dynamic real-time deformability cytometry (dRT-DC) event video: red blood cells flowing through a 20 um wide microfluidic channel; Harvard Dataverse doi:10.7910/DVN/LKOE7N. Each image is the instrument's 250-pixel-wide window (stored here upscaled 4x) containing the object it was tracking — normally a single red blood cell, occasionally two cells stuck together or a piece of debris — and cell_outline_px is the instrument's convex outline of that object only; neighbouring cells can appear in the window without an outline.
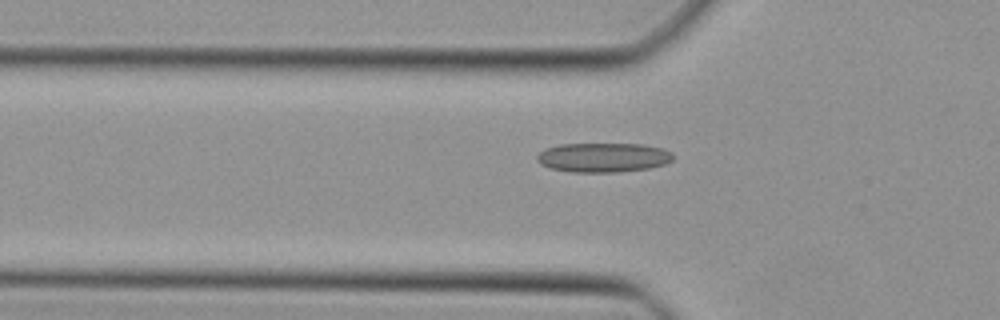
{"species": "Egyptian fruit bat (a non-hibernating species)", "species_latin": "Rousettus aegyptiacus", "temperature_condition": "cold", "stored_images_in_passage": 35, "camera_frame_rate_fps": 3000, "um_per_image_px": 0.085, "animal": {"sex": "female"}, "frame": {"image": 1, "passage_image": 3, "time_ms": 0.667, "image_size_px": [1000, 320], "cell_outline_px": [[672, 160], [664, 164], [648, 168], [616, 172], [572, 172], [548, 168], [540, 164], [536, 160], [536, 156], [544, 148], [560, 144], [644, 144], [664, 148], [672, 152]], "centroid_in_image_um": [51.24, 13.38], "position_along_channel_um": 74.6, "area_um2": 23.47}}
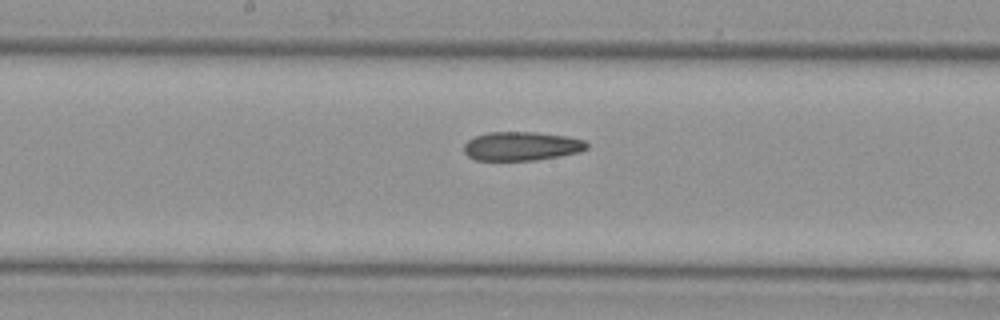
{"frame": {"image": 2, "passage_image": 12, "time_ms": 3.667, "image_size_px": [1000, 320], "cell_outline_px": [[588, 148], [580, 152], [536, 160], [476, 160], [468, 156], [464, 152], [464, 144], [468, 140], [476, 136], [488, 132], [536, 132], [568, 136], [584, 140], [588, 144]], "centroid_in_image_um": [44.34, 12.42], "position_along_channel_um": 203.9, "area_um2": 20.69}}
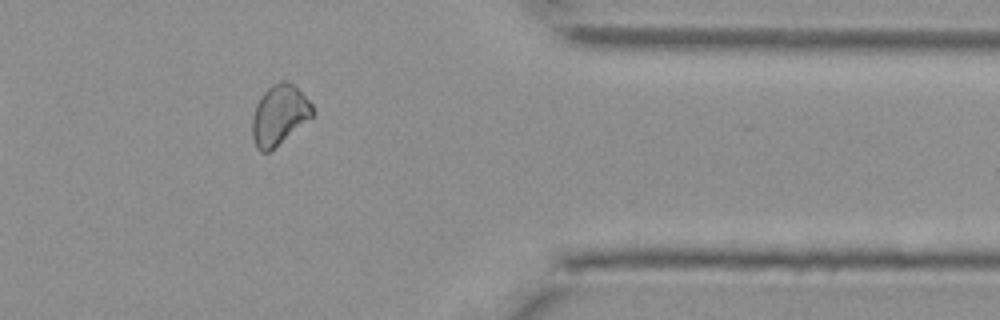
{"frame": {"image": 3, "passage_image": 26, "time_ms": 8.333, "image_size_px": [1000, 320], "cell_outline_px": [[316, 112], [312, 116], [268, 152], [260, 152], [256, 148], [252, 136], [252, 120], [256, 104], [260, 96], [272, 84], [280, 80], [284, 80], [292, 84], [312, 104]], "centroid_in_image_um": [23.71, 9.76], "position_along_channel_um": 387.7, "area_um2": 20.69}}